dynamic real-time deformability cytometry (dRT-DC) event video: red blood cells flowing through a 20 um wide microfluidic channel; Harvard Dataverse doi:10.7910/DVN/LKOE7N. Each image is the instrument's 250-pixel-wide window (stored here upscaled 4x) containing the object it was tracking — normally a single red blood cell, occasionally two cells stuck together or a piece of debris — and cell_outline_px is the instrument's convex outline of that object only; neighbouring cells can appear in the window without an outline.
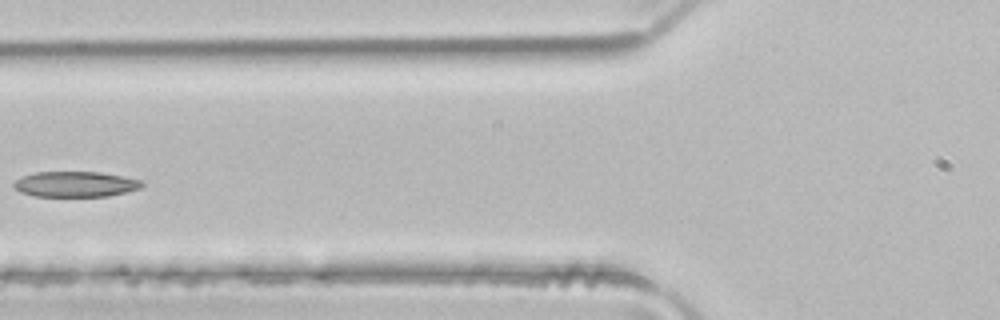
{"species": "common noctule bat (a hibernating species)", "species_latin": "Nyctalus noctula", "temperature_condition": "room temperature", "stored_images_in_passage": 6, "camera_frame_rate_fps": 3000, "um_per_image_px": 0.085, "animal": {"sex": "male", "body_mass_g": 21.5, "forearm_length_mm": 52.0}, "frame": {"image": 1, "passage_image": 6, "time_ms": 1.667, "image_size_px": [1000, 320], "cell_outline_px": [[144, 184], [140, 188], [128, 192], [108, 196], [36, 196], [20, 192], [12, 184], [20, 176], [36, 172], [100, 172], [140, 180]], "centroid_in_image_um": [6.39, 15.65], "position_along_channel_um": 119.4, "area_um2": 18.96}}